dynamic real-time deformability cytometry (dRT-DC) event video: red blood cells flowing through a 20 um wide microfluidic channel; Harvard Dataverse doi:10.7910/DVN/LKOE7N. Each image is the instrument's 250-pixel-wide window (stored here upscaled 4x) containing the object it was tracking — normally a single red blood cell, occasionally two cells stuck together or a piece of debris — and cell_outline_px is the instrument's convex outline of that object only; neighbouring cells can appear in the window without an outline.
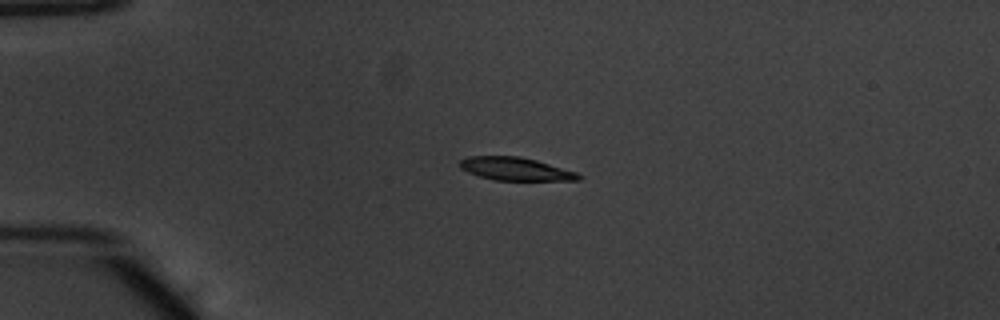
{"species": "common noctule bat (a hibernating species)", "species_latin": "Nyctalus noctula", "temperature_condition": "warm", "stored_images_in_passage": 31, "camera_frame_rate_fps": 3000, "um_per_image_px": 0.085, "animal": {"sex": "male", "body_mass_g": 20.1, "forearm_length_mm": 53.5}, "frame": {"image": 1, "passage_image": 1, "time_ms": 0.0, "image_size_px": [1000, 320], "cell_outline_px": [[584, 176], [580, 180], [496, 180], [480, 176], [468, 172], [460, 168], [460, 160], [468, 156], [520, 156], [536, 160], [576, 172]], "centroid_in_image_um": [43.83, 14.35], "position_along_channel_um": 41.2, "area_um2": 15.84}}
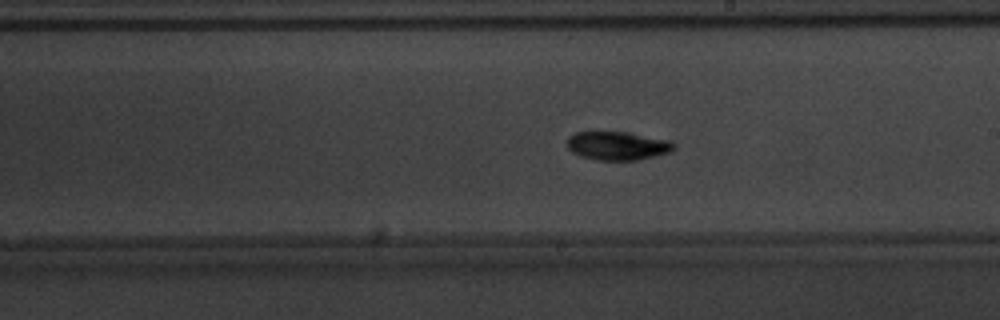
{"frame": {"image": 2, "passage_image": 19, "time_ms": 6.0, "image_size_px": [1000, 320], "cell_outline_px": [[676, 148], [672, 152], [656, 156], [636, 160], [596, 160], [580, 156], [572, 152], [568, 148], [568, 136], [576, 132], [624, 132], [672, 140], [676, 144]], "centroid_in_image_um": [52.54, 12.39], "position_along_channel_um": 236.5, "area_um2": 17.92}}
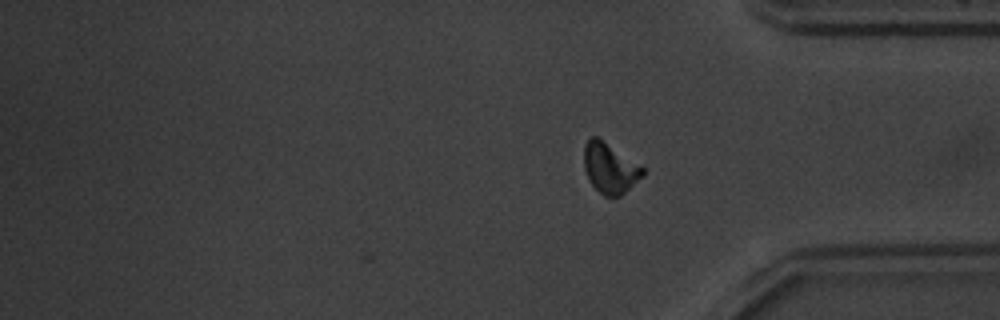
{"frame": {"image": 3, "passage_image": 31, "time_ms": 10.0, "image_size_px": [1000, 320], "cell_outline_px": [[644, 176], [620, 196], [612, 200], [604, 196], [592, 184], [584, 168], [584, 144], [592, 136], [596, 136], [644, 168]], "centroid_in_image_um": [51.84, 14.33], "position_along_channel_um": 383.4, "area_um2": 17.05}, "authors_computed_cell_mechanics": {"area_um2": 16.9932, "velocity_mm_per_s": 3.8471, "shape_relaxation_time_tau1_ms": 3.4096, "shape_relaxation_time_tau2_ms": 4.0493, "deformation_change_tau1": 0.15, "deformation_change_tau2": 0.0935}}